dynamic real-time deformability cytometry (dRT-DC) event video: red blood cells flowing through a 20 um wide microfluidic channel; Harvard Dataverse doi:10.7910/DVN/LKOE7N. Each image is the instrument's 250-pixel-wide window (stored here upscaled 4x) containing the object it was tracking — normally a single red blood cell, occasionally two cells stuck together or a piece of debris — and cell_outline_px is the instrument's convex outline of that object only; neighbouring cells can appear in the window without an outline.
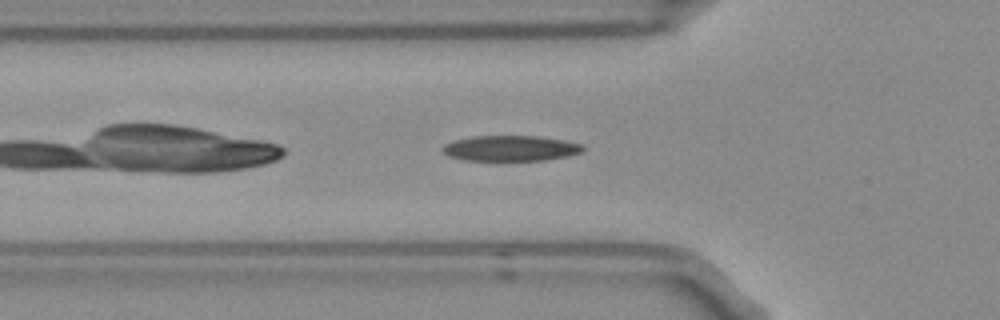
{"species": "Egyptian fruit bat (a non-hibernating species)", "species_latin": "Rousettus aegyptiacus", "temperature_condition": "room temperature", "stored_images_in_passage": 3, "camera_frame_rate_fps": 3000, "um_per_image_px": 0.085, "frame": {"image": 1, "passage_image": 3, "time_ms": 0.667, "image_size_px": [1000, 320], "cell_outline_px": [[584, 148], [580, 152], [568, 156], [544, 160], [496, 164], [464, 160], [448, 156], [440, 148], [444, 144], [456, 140], [472, 136], [536, 136], [564, 140], [580, 144]], "centroid_in_image_um": [43.32, 12.66], "position_along_channel_um": 82.5, "area_um2": 21.85}}